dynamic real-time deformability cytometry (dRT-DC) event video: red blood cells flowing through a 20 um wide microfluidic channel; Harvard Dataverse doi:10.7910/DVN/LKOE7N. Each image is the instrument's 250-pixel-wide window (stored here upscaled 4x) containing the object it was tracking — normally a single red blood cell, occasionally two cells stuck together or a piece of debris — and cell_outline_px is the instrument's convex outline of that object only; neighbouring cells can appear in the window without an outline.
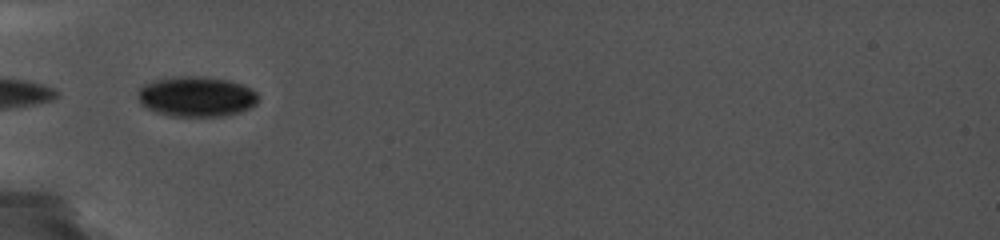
{"species": "common noctule bat (a hibernating species)", "species_latin": "Nyctalus noctula", "temperature_condition": "cold", "stored_images_in_passage": 5, "camera_frame_rate_fps": 5000, "um_per_image_px": 0.085, "animal": {"sex": "female", "body_mass_g": 19.0, "forearm_length_mm": 56.7}, "frame": {"image": 1, "passage_image": 1, "time_ms": 0.0, "image_size_px": [1000, 240], "cell_outline_px": [[260, 100], [256, 104], [240, 112], [224, 116], [168, 116], [156, 112], [140, 104], [136, 92], [144, 84], [152, 80], [172, 76], [204, 76], [228, 80], [244, 84], [252, 88], [260, 96]], "centroid_in_image_um": [16.7, 8.19], "position_along_channel_um": 68.3, "area_um2": 28.78}}